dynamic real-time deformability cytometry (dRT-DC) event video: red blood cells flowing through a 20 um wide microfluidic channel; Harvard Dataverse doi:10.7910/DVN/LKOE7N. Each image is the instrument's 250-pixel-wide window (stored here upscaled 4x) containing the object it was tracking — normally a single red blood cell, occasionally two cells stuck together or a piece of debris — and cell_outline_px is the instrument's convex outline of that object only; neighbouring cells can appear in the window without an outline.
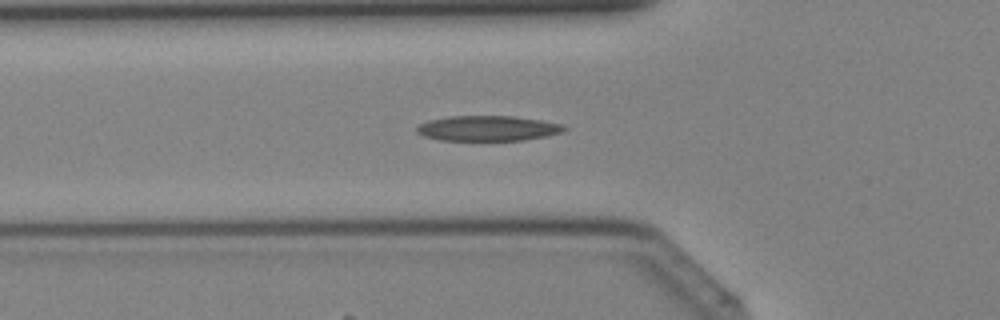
{"species": "Egyptian fruit bat (a non-hibernating species)", "species_latin": "Rousettus aegyptiacus", "temperature_condition": "cold", "stored_images_in_passage": 39, "camera_frame_rate_fps": 3000, "um_per_image_px": 0.085, "animal": {"sex": "female"}, "frame": {"image": 1, "passage_image": 13, "time_ms": 4.0, "image_size_px": [1000, 320], "cell_outline_px": [[568, 128], [560, 132], [548, 136], [524, 140], [440, 140], [424, 136], [416, 132], [416, 128], [420, 124], [428, 120], [448, 116], [512, 116], [540, 120], [564, 124]], "centroid_in_image_um": [41.46, 10.9], "position_along_channel_um": 84.3, "area_um2": 21.68}}
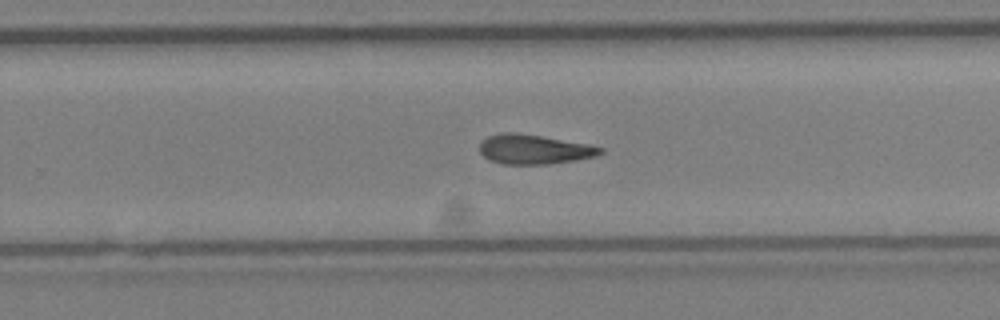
{"frame": {"image": 2, "passage_image": 25, "time_ms": 8.0, "image_size_px": [1000, 320], "cell_outline_px": [[604, 152], [596, 156], [576, 160], [548, 164], [504, 164], [488, 160], [480, 152], [480, 140], [488, 136], [500, 132], [512, 132], [540, 136], [588, 144], [604, 148]], "centroid_in_image_um": [45.37, 12.69], "position_along_channel_um": 284.4, "area_um2": 20.81}}
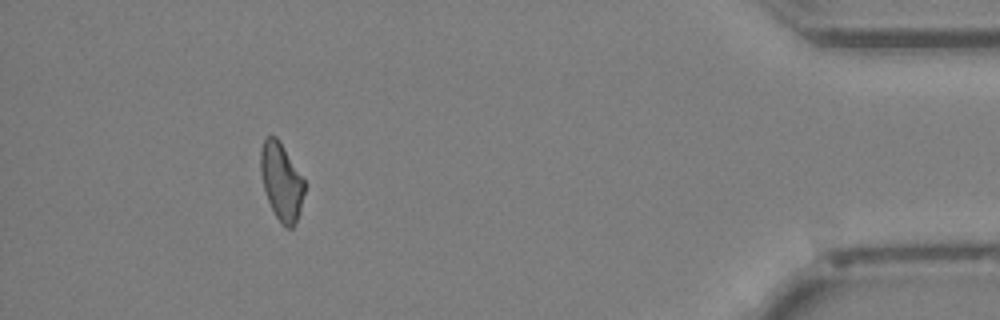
{"frame": {"image": 3, "passage_image": 36, "time_ms": 11.667, "image_size_px": [1000, 320], "cell_outline_px": [[304, 192], [300, 212], [292, 228], [284, 228], [280, 224], [268, 200], [264, 188], [260, 172], [260, 148], [264, 140], [268, 136], [276, 136], [280, 140], [304, 180]], "centroid_in_image_um": [23.91, 15.43], "position_along_channel_um": 411.3, "area_um2": 19.71}}